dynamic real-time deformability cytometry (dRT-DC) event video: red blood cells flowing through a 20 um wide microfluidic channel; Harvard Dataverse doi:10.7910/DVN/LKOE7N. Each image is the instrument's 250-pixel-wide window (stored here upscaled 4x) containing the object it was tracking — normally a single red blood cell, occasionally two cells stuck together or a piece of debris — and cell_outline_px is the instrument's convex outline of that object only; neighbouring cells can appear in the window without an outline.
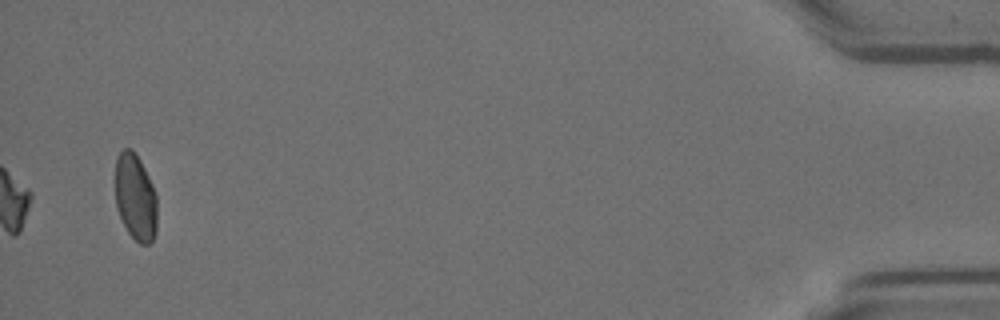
{"species": "Egyptian fruit bat (a non-hibernating species)", "species_latin": "Rousettus aegyptiacus", "temperature_condition": "room temperature", "stored_images_in_passage": 39, "camera_frame_rate_fps": 3000, "um_per_image_px": 0.085, "animal": {"sex": "female"}, "frame": {"image": 1, "passage_image": 39, "time_ms": 12.667, "image_size_px": [1000, 320], "cell_outline_px": [[156, 232], [152, 240], [148, 244], [140, 244], [128, 232], [116, 208], [116, 156], [124, 148], [132, 148], [140, 160], [152, 184], [156, 196]], "centroid_in_image_um": [11.51, 16.75], "position_along_channel_um": 423.7, "area_um2": 20.98}}